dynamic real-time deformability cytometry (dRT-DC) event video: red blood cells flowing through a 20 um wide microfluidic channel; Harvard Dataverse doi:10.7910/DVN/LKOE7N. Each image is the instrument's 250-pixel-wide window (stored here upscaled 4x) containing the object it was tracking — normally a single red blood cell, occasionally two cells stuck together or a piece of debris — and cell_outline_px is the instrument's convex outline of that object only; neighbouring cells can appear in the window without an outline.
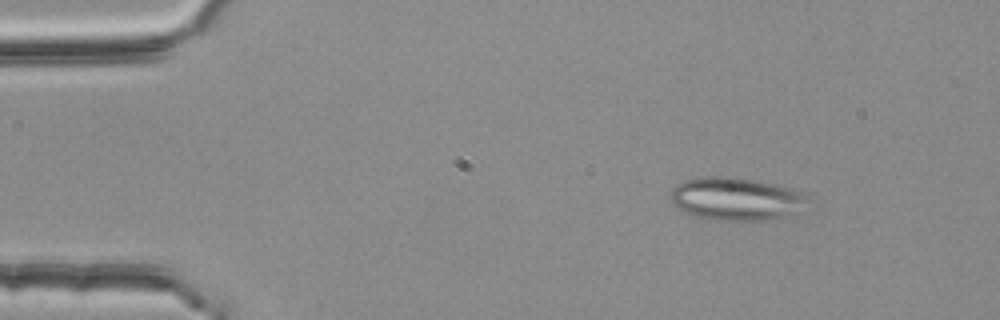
{"species": "common noctule bat (a hibernating species)", "species_latin": "Nyctalus noctula", "temperature_condition": "room temperature", "stored_images_in_passage": 47, "segment_of_instrument_passage": [1, 2], "camera_frame_rate_fps": 3000, "um_per_image_px": 0.085, "animal": {"sex": "female", "body_mass_g": 25.1}, "frame": {"image": 1, "passage_image": 1, "time_ms": 0.0, "image_size_px": [1000, 320], "cell_outline_px": [[816, 208], [804, 212], [768, 220], [708, 220], [684, 212], [672, 204], [672, 188], [676, 184], [684, 180], [704, 176], [724, 176], [756, 180], [776, 184], [792, 188], [804, 192]], "centroid_in_image_um": [62.72, 16.92], "position_along_channel_um": 22.3, "area_um2": 35.43}}